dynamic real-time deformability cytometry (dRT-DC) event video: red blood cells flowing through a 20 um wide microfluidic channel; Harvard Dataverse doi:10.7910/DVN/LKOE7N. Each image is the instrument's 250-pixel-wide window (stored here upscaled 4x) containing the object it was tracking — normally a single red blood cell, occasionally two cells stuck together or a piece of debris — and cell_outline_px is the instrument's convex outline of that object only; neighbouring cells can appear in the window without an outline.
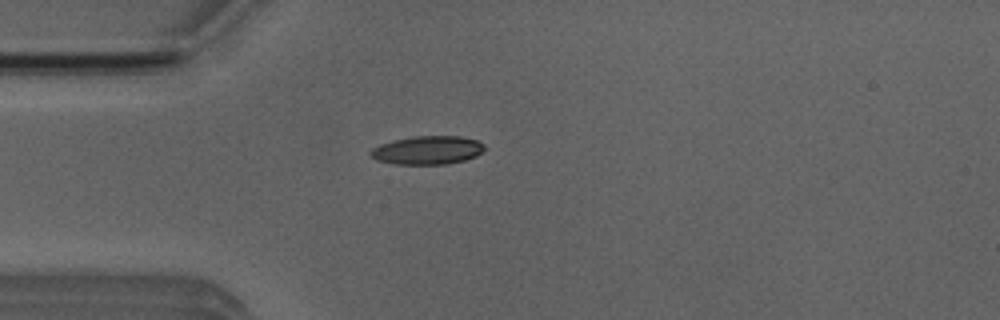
{"species": "Egyptian fruit bat (a non-hibernating species)", "species_latin": "Rousettus aegyptiacus", "temperature_condition": "room temperature", "stored_images_in_passage": 2, "camera_frame_rate_fps": 3000, "um_per_image_px": 0.085, "animal": {"sex": "male"}, "frame": {"image": 1, "passage_image": 2, "time_ms": 1.0, "image_size_px": [1000, 320], "cell_outline_px": [[484, 148], [476, 156], [464, 160], [444, 164], [396, 164], [376, 160], [368, 152], [372, 148], [380, 144], [392, 140], [412, 136], [460, 136], [476, 140], [484, 144]], "centroid_in_image_um": [36.3, 12.76], "position_along_channel_um": 48.7, "area_um2": 18.84}}